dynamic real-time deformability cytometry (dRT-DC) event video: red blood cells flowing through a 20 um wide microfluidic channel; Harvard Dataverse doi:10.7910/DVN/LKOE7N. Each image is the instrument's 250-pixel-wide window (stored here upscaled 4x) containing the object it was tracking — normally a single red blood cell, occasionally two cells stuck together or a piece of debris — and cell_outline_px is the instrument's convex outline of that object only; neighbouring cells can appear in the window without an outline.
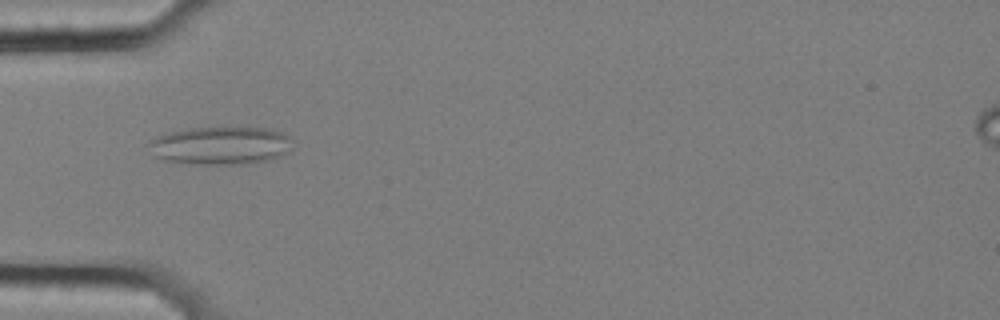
{"species": "common noctule bat (a hibernating species)", "species_latin": "Nyctalus noctula", "temperature_condition": "cold", "stored_images_in_passage": 41, "camera_frame_rate_fps": 3000, "um_per_image_px": 0.085, "animal": {"sex": "female", "body_mass_g": 25.1}, "frame": {"image": 1, "passage_image": 2, "time_ms": 0.333, "image_size_px": [1000, 320], "cell_outline_px": [[292, 152], [268, 160], [248, 164], [196, 164], [164, 160], [156, 156], [144, 144], [156, 136], [172, 132], [192, 128], [268, 128], [292, 136]], "centroid_in_image_um": [18.79, 12.38], "position_along_channel_um": 66.2, "area_um2": 32.08}}
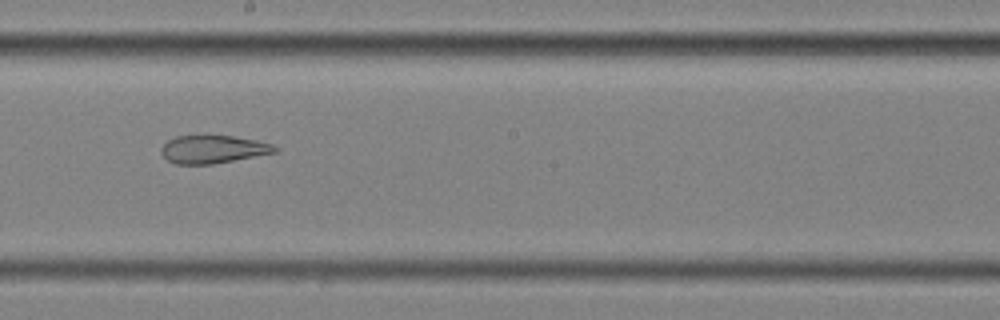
{"frame": {"image": 2, "passage_image": 16, "time_ms": 5.0, "image_size_px": [1000, 320], "cell_outline_px": [[280, 152], [212, 164], [176, 164], [168, 160], [160, 152], [160, 148], [168, 140], [176, 136], [204, 132], [232, 136], [256, 140], [272, 144], [280, 148]], "centroid_in_image_um": [18.12, 12.64], "position_along_channel_um": 230.1, "area_um2": 19.36}}
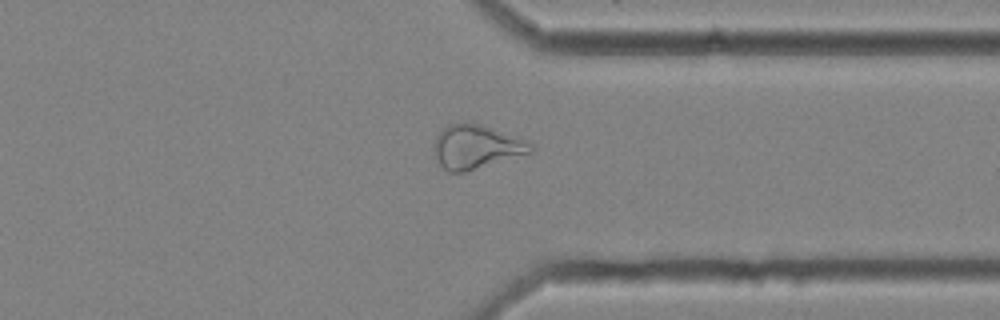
{"frame": {"image": 3, "passage_image": 28, "time_ms": 9.0, "image_size_px": [1000, 320], "cell_outline_px": [[532, 152], [464, 172], [448, 172], [440, 164], [432, 148], [436, 136], [448, 124], [468, 120], [528, 140], [532, 144]], "centroid_in_image_um": [40.45, 12.45], "position_along_channel_um": 370.9, "area_um2": 24.74}, "authors_computed_cell_mechanics": {"area_um2": 23.0044, "velocity_mm_per_s": 3.5256, "shape_relaxation_time_tau1_ms": null, "shape_relaxation_time_tau2_ms": 3.0628, "deformation_change_tau1": null, "deformation_change_tau2": 0.1229}}